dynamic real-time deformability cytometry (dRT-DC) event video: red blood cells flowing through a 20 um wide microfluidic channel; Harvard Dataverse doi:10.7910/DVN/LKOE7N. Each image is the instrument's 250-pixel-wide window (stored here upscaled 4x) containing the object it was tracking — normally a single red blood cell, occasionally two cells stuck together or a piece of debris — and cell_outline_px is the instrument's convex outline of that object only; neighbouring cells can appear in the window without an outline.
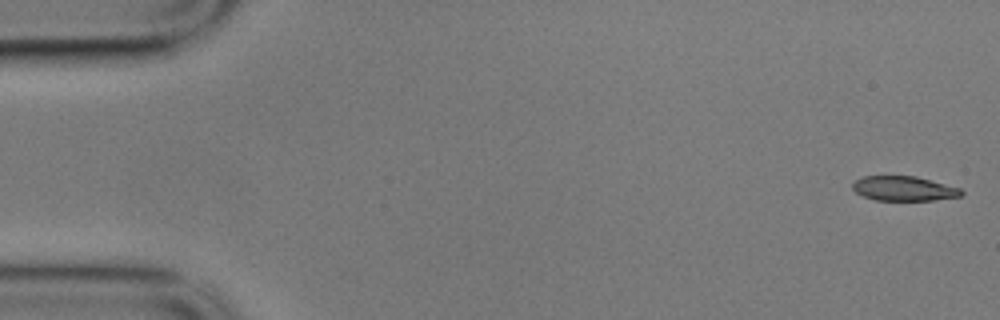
{"species": "common noctule bat (a hibernating species)", "species_latin": "Nyctalus noctula", "temperature_condition": "cold", "stored_images_in_passage": 55, "camera_frame_rate_fps": 3000, "um_per_image_px": 0.085, "animal": {"sex": "male", "body_mass_g": 17.9}, "frame": {"image": 1, "passage_image": 1, "time_ms": 0.0, "image_size_px": [1000, 320], "cell_outline_px": [[964, 192], [960, 196], [932, 200], [876, 200], [864, 196], [856, 192], [852, 188], [852, 184], [856, 180], [864, 176], [916, 176], [960, 188]], "centroid_in_image_um": [76.82, 16.02], "position_along_channel_um": 8.2, "area_um2": 15.43}}
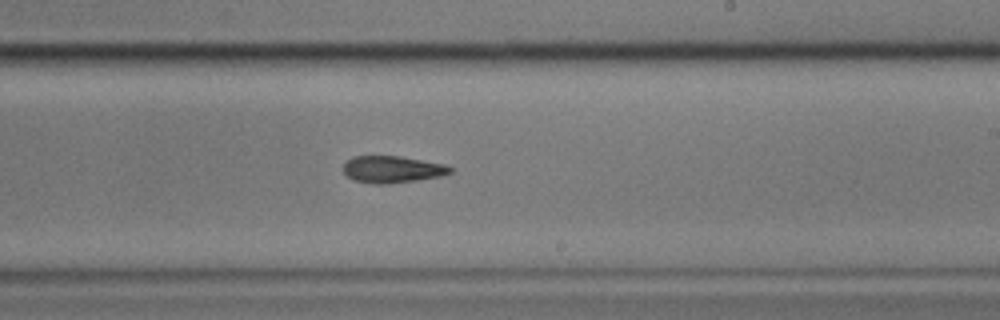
{"frame": {"image": 2, "passage_image": 33, "time_ms": 10.667, "image_size_px": [1000, 320], "cell_outline_px": [[452, 172], [440, 176], [416, 180], [388, 184], [376, 184], [352, 180], [344, 172], [344, 164], [352, 156], [400, 156], [444, 164], [452, 168]], "centroid_in_image_um": [33.33, 14.39], "position_along_channel_um": 255.7, "area_um2": 16.65}}
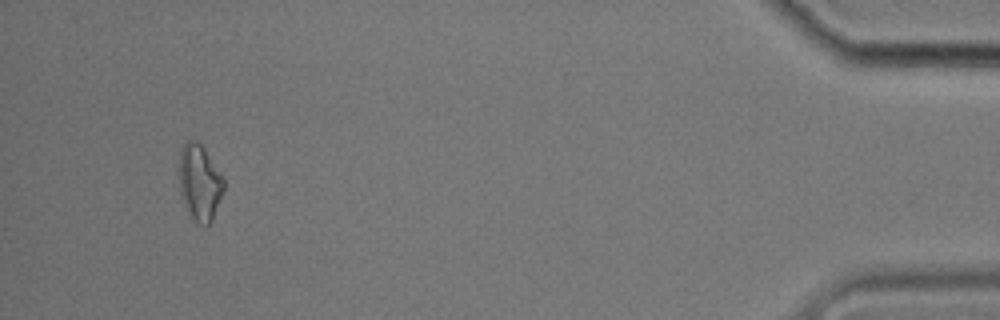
{"frame": {"image": 3, "passage_image": 53, "time_ms": 17.333, "image_size_px": [1000, 320], "cell_outline_px": [[224, 192], [212, 220], [204, 228], [196, 224], [184, 204], [180, 192], [180, 148], [184, 140], [196, 140], [204, 148], [224, 176]], "centroid_in_image_um": [16.99, 15.52], "position_along_channel_um": 418.2, "area_um2": 20.11}, "authors_computed_cell_mechanics": {"area_um2": 17.3978, "velocity_mm_per_s": 3.5266, "shape_relaxation_time_tau1_ms": 6.7214, "shape_relaxation_time_tau2_ms": null, "deformation_change_tau1": 0.1611, "deformation_change_tau2": null}}